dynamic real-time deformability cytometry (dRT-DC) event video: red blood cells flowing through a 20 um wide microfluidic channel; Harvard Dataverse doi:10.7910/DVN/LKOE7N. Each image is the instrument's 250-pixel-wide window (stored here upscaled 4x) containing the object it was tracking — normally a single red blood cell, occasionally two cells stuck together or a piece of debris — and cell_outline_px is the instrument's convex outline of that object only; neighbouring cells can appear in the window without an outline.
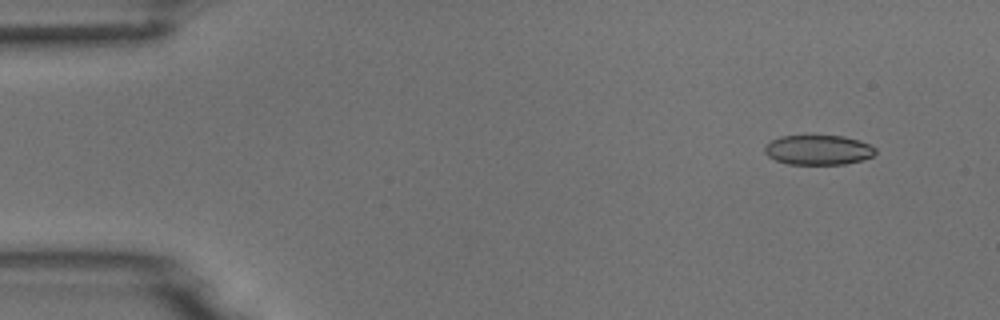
{"species": "common noctule bat (a hibernating species)", "species_latin": "Nyctalus noctula", "temperature_condition": "room temperature", "stored_images_in_passage": 3, "camera_frame_rate_fps": 3000, "um_per_image_px": 0.085, "animal": {"sex": "male", "body_mass_g": 18.8}, "frame": {"image": 1, "passage_image": 1, "time_ms": 0.0, "image_size_px": [1000, 320], "cell_outline_px": [[876, 152], [872, 156], [864, 160], [844, 164], [788, 164], [776, 160], [768, 156], [764, 152], [764, 148], [772, 140], [780, 136], [844, 136], [860, 140], [876, 148]], "centroid_in_image_um": [69.58, 12.75], "position_along_channel_um": 15.4, "area_um2": 19.19}}